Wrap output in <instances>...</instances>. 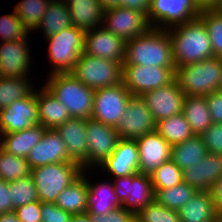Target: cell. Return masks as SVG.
Returning a JSON list of instances; mask_svg holds the SVG:
<instances>
[{"label": "cell", "instance_id": "obj_3", "mask_svg": "<svg viewBox=\"0 0 222 222\" xmlns=\"http://www.w3.org/2000/svg\"><path fill=\"white\" fill-rule=\"evenodd\" d=\"M43 85L66 106L70 117L91 118L94 90L85 86L72 73H49Z\"/></svg>", "mask_w": 222, "mask_h": 222}, {"label": "cell", "instance_id": "obj_9", "mask_svg": "<svg viewBox=\"0 0 222 222\" xmlns=\"http://www.w3.org/2000/svg\"><path fill=\"white\" fill-rule=\"evenodd\" d=\"M176 67L122 65V82L133 96L164 87L175 79Z\"/></svg>", "mask_w": 222, "mask_h": 222}, {"label": "cell", "instance_id": "obj_39", "mask_svg": "<svg viewBox=\"0 0 222 222\" xmlns=\"http://www.w3.org/2000/svg\"><path fill=\"white\" fill-rule=\"evenodd\" d=\"M199 18L207 29L214 57L222 58V14L214 9H203Z\"/></svg>", "mask_w": 222, "mask_h": 222}, {"label": "cell", "instance_id": "obj_28", "mask_svg": "<svg viewBox=\"0 0 222 222\" xmlns=\"http://www.w3.org/2000/svg\"><path fill=\"white\" fill-rule=\"evenodd\" d=\"M86 174L83 170L82 174L58 195L55 204L65 212L72 215L87 212L88 186Z\"/></svg>", "mask_w": 222, "mask_h": 222}, {"label": "cell", "instance_id": "obj_21", "mask_svg": "<svg viewBox=\"0 0 222 222\" xmlns=\"http://www.w3.org/2000/svg\"><path fill=\"white\" fill-rule=\"evenodd\" d=\"M112 179L139 172V152L135 139H119L116 149L99 167Z\"/></svg>", "mask_w": 222, "mask_h": 222}, {"label": "cell", "instance_id": "obj_10", "mask_svg": "<svg viewBox=\"0 0 222 222\" xmlns=\"http://www.w3.org/2000/svg\"><path fill=\"white\" fill-rule=\"evenodd\" d=\"M132 94L124 83L94 90L91 119L116 128Z\"/></svg>", "mask_w": 222, "mask_h": 222}, {"label": "cell", "instance_id": "obj_26", "mask_svg": "<svg viewBox=\"0 0 222 222\" xmlns=\"http://www.w3.org/2000/svg\"><path fill=\"white\" fill-rule=\"evenodd\" d=\"M88 197H87V214L99 215L107 214L116 208L122 207L118 196L115 193L113 182H105L94 184L88 180Z\"/></svg>", "mask_w": 222, "mask_h": 222}, {"label": "cell", "instance_id": "obj_30", "mask_svg": "<svg viewBox=\"0 0 222 222\" xmlns=\"http://www.w3.org/2000/svg\"><path fill=\"white\" fill-rule=\"evenodd\" d=\"M182 112L194 135H201L213 124L205 96L185 95Z\"/></svg>", "mask_w": 222, "mask_h": 222}, {"label": "cell", "instance_id": "obj_53", "mask_svg": "<svg viewBox=\"0 0 222 222\" xmlns=\"http://www.w3.org/2000/svg\"><path fill=\"white\" fill-rule=\"evenodd\" d=\"M70 222H93L90 215L87 213L72 215Z\"/></svg>", "mask_w": 222, "mask_h": 222}, {"label": "cell", "instance_id": "obj_18", "mask_svg": "<svg viewBox=\"0 0 222 222\" xmlns=\"http://www.w3.org/2000/svg\"><path fill=\"white\" fill-rule=\"evenodd\" d=\"M139 152V173L151 174L171 159L172 146L156 131L136 138Z\"/></svg>", "mask_w": 222, "mask_h": 222}, {"label": "cell", "instance_id": "obj_37", "mask_svg": "<svg viewBox=\"0 0 222 222\" xmlns=\"http://www.w3.org/2000/svg\"><path fill=\"white\" fill-rule=\"evenodd\" d=\"M30 174L31 168L25 158L14 156L0 147V179L11 182Z\"/></svg>", "mask_w": 222, "mask_h": 222}, {"label": "cell", "instance_id": "obj_4", "mask_svg": "<svg viewBox=\"0 0 222 222\" xmlns=\"http://www.w3.org/2000/svg\"><path fill=\"white\" fill-rule=\"evenodd\" d=\"M222 58L212 57L178 66L175 79L185 95L206 96L219 90Z\"/></svg>", "mask_w": 222, "mask_h": 222}, {"label": "cell", "instance_id": "obj_32", "mask_svg": "<svg viewBox=\"0 0 222 222\" xmlns=\"http://www.w3.org/2000/svg\"><path fill=\"white\" fill-rule=\"evenodd\" d=\"M70 26H72V21L67 4L64 1L51 0L36 29H43L41 31H43L44 38H47Z\"/></svg>", "mask_w": 222, "mask_h": 222}, {"label": "cell", "instance_id": "obj_14", "mask_svg": "<svg viewBox=\"0 0 222 222\" xmlns=\"http://www.w3.org/2000/svg\"><path fill=\"white\" fill-rule=\"evenodd\" d=\"M39 124L37 89L0 110V134L19 132Z\"/></svg>", "mask_w": 222, "mask_h": 222}, {"label": "cell", "instance_id": "obj_22", "mask_svg": "<svg viewBox=\"0 0 222 222\" xmlns=\"http://www.w3.org/2000/svg\"><path fill=\"white\" fill-rule=\"evenodd\" d=\"M221 176V154L208 153L201 161L183 170V182L197 191H210Z\"/></svg>", "mask_w": 222, "mask_h": 222}, {"label": "cell", "instance_id": "obj_40", "mask_svg": "<svg viewBox=\"0 0 222 222\" xmlns=\"http://www.w3.org/2000/svg\"><path fill=\"white\" fill-rule=\"evenodd\" d=\"M150 178L153 189H166L183 182V171L170 159L159 166Z\"/></svg>", "mask_w": 222, "mask_h": 222}, {"label": "cell", "instance_id": "obj_38", "mask_svg": "<svg viewBox=\"0 0 222 222\" xmlns=\"http://www.w3.org/2000/svg\"><path fill=\"white\" fill-rule=\"evenodd\" d=\"M13 211L30 202L38 201L39 195L32 175L10 182Z\"/></svg>", "mask_w": 222, "mask_h": 222}, {"label": "cell", "instance_id": "obj_8", "mask_svg": "<svg viewBox=\"0 0 222 222\" xmlns=\"http://www.w3.org/2000/svg\"><path fill=\"white\" fill-rule=\"evenodd\" d=\"M195 0H151L147 14L151 27L167 30L200 17Z\"/></svg>", "mask_w": 222, "mask_h": 222}, {"label": "cell", "instance_id": "obj_45", "mask_svg": "<svg viewBox=\"0 0 222 222\" xmlns=\"http://www.w3.org/2000/svg\"><path fill=\"white\" fill-rule=\"evenodd\" d=\"M93 222H135V213L123 207L114 209L107 214L90 215Z\"/></svg>", "mask_w": 222, "mask_h": 222}, {"label": "cell", "instance_id": "obj_42", "mask_svg": "<svg viewBox=\"0 0 222 222\" xmlns=\"http://www.w3.org/2000/svg\"><path fill=\"white\" fill-rule=\"evenodd\" d=\"M29 30L24 26L15 11L0 17V42H10L28 37Z\"/></svg>", "mask_w": 222, "mask_h": 222}, {"label": "cell", "instance_id": "obj_11", "mask_svg": "<svg viewBox=\"0 0 222 222\" xmlns=\"http://www.w3.org/2000/svg\"><path fill=\"white\" fill-rule=\"evenodd\" d=\"M111 181L122 207L135 214L155 200V192L149 175L138 172L126 177H116Z\"/></svg>", "mask_w": 222, "mask_h": 222}, {"label": "cell", "instance_id": "obj_1", "mask_svg": "<svg viewBox=\"0 0 222 222\" xmlns=\"http://www.w3.org/2000/svg\"><path fill=\"white\" fill-rule=\"evenodd\" d=\"M167 31L176 68L214 57L207 29L199 17Z\"/></svg>", "mask_w": 222, "mask_h": 222}, {"label": "cell", "instance_id": "obj_25", "mask_svg": "<svg viewBox=\"0 0 222 222\" xmlns=\"http://www.w3.org/2000/svg\"><path fill=\"white\" fill-rule=\"evenodd\" d=\"M39 124L45 129H56L71 117L66 106L42 85L37 89Z\"/></svg>", "mask_w": 222, "mask_h": 222}, {"label": "cell", "instance_id": "obj_17", "mask_svg": "<svg viewBox=\"0 0 222 222\" xmlns=\"http://www.w3.org/2000/svg\"><path fill=\"white\" fill-rule=\"evenodd\" d=\"M28 38L0 42V73L4 78H28L31 69V56ZM29 72V73H28Z\"/></svg>", "mask_w": 222, "mask_h": 222}, {"label": "cell", "instance_id": "obj_52", "mask_svg": "<svg viewBox=\"0 0 222 222\" xmlns=\"http://www.w3.org/2000/svg\"><path fill=\"white\" fill-rule=\"evenodd\" d=\"M196 3L203 9H213L218 0H195Z\"/></svg>", "mask_w": 222, "mask_h": 222}, {"label": "cell", "instance_id": "obj_48", "mask_svg": "<svg viewBox=\"0 0 222 222\" xmlns=\"http://www.w3.org/2000/svg\"><path fill=\"white\" fill-rule=\"evenodd\" d=\"M10 192V182L0 179V214L13 211Z\"/></svg>", "mask_w": 222, "mask_h": 222}, {"label": "cell", "instance_id": "obj_43", "mask_svg": "<svg viewBox=\"0 0 222 222\" xmlns=\"http://www.w3.org/2000/svg\"><path fill=\"white\" fill-rule=\"evenodd\" d=\"M200 136L208 153L222 155V124L213 123Z\"/></svg>", "mask_w": 222, "mask_h": 222}, {"label": "cell", "instance_id": "obj_2", "mask_svg": "<svg viewBox=\"0 0 222 222\" xmlns=\"http://www.w3.org/2000/svg\"><path fill=\"white\" fill-rule=\"evenodd\" d=\"M123 65L176 67L168 31L151 27L146 33L126 41Z\"/></svg>", "mask_w": 222, "mask_h": 222}, {"label": "cell", "instance_id": "obj_49", "mask_svg": "<svg viewBox=\"0 0 222 222\" xmlns=\"http://www.w3.org/2000/svg\"><path fill=\"white\" fill-rule=\"evenodd\" d=\"M151 0H119V6L135 9L148 14Z\"/></svg>", "mask_w": 222, "mask_h": 222}, {"label": "cell", "instance_id": "obj_46", "mask_svg": "<svg viewBox=\"0 0 222 222\" xmlns=\"http://www.w3.org/2000/svg\"><path fill=\"white\" fill-rule=\"evenodd\" d=\"M21 222H37L41 218V201H34L14 210Z\"/></svg>", "mask_w": 222, "mask_h": 222}, {"label": "cell", "instance_id": "obj_36", "mask_svg": "<svg viewBox=\"0 0 222 222\" xmlns=\"http://www.w3.org/2000/svg\"><path fill=\"white\" fill-rule=\"evenodd\" d=\"M50 2L51 0H21L13 10L31 33L40 24Z\"/></svg>", "mask_w": 222, "mask_h": 222}, {"label": "cell", "instance_id": "obj_29", "mask_svg": "<svg viewBox=\"0 0 222 222\" xmlns=\"http://www.w3.org/2000/svg\"><path fill=\"white\" fill-rule=\"evenodd\" d=\"M178 213L181 222H213L216 208L211 192L197 191Z\"/></svg>", "mask_w": 222, "mask_h": 222}, {"label": "cell", "instance_id": "obj_7", "mask_svg": "<svg viewBox=\"0 0 222 222\" xmlns=\"http://www.w3.org/2000/svg\"><path fill=\"white\" fill-rule=\"evenodd\" d=\"M79 81L92 90L122 83V64L82 53L71 72Z\"/></svg>", "mask_w": 222, "mask_h": 222}, {"label": "cell", "instance_id": "obj_19", "mask_svg": "<svg viewBox=\"0 0 222 222\" xmlns=\"http://www.w3.org/2000/svg\"><path fill=\"white\" fill-rule=\"evenodd\" d=\"M126 42L103 26L85 32L84 53L117 61L123 65Z\"/></svg>", "mask_w": 222, "mask_h": 222}, {"label": "cell", "instance_id": "obj_41", "mask_svg": "<svg viewBox=\"0 0 222 222\" xmlns=\"http://www.w3.org/2000/svg\"><path fill=\"white\" fill-rule=\"evenodd\" d=\"M136 222H181L178 211L170 210L156 200L135 214Z\"/></svg>", "mask_w": 222, "mask_h": 222}, {"label": "cell", "instance_id": "obj_20", "mask_svg": "<svg viewBox=\"0 0 222 222\" xmlns=\"http://www.w3.org/2000/svg\"><path fill=\"white\" fill-rule=\"evenodd\" d=\"M27 163L31 169L54 163L74 162L56 129H46L40 141L30 150Z\"/></svg>", "mask_w": 222, "mask_h": 222}, {"label": "cell", "instance_id": "obj_35", "mask_svg": "<svg viewBox=\"0 0 222 222\" xmlns=\"http://www.w3.org/2000/svg\"><path fill=\"white\" fill-rule=\"evenodd\" d=\"M29 78H0V110L29 95L35 88Z\"/></svg>", "mask_w": 222, "mask_h": 222}, {"label": "cell", "instance_id": "obj_15", "mask_svg": "<svg viewBox=\"0 0 222 222\" xmlns=\"http://www.w3.org/2000/svg\"><path fill=\"white\" fill-rule=\"evenodd\" d=\"M155 121L141 96H131L116 126L119 138L136 139L155 130Z\"/></svg>", "mask_w": 222, "mask_h": 222}, {"label": "cell", "instance_id": "obj_13", "mask_svg": "<svg viewBox=\"0 0 222 222\" xmlns=\"http://www.w3.org/2000/svg\"><path fill=\"white\" fill-rule=\"evenodd\" d=\"M86 134L87 170L85 169V171L88 172L90 168L94 169L93 165L98 169L111 156L120 138L114 127L91 118L86 119Z\"/></svg>", "mask_w": 222, "mask_h": 222}, {"label": "cell", "instance_id": "obj_44", "mask_svg": "<svg viewBox=\"0 0 222 222\" xmlns=\"http://www.w3.org/2000/svg\"><path fill=\"white\" fill-rule=\"evenodd\" d=\"M72 214L65 212L55 203L41 202V218L43 222H70Z\"/></svg>", "mask_w": 222, "mask_h": 222}, {"label": "cell", "instance_id": "obj_51", "mask_svg": "<svg viewBox=\"0 0 222 222\" xmlns=\"http://www.w3.org/2000/svg\"><path fill=\"white\" fill-rule=\"evenodd\" d=\"M0 222H21L14 211L0 214Z\"/></svg>", "mask_w": 222, "mask_h": 222}, {"label": "cell", "instance_id": "obj_6", "mask_svg": "<svg viewBox=\"0 0 222 222\" xmlns=\"http://www.w3.org/2000/svg\"><path fill=\"white\" fill-rule=\"evenodd\" d=\"M83 172L77 162L54 163L31 169L39 200L55 203L58 195Z\"/></svg>", "mask_w": 222, "mask_h": 222}, {"label": "cell", "instance_id": "obj_47", "mask_svg": "<svg viewBox=\"0 0 222 222\" xmlns=\"http://www.w3.org/2000/svg\"><path fill=\"white\" fill-rule=\"evenodd\" d=\"M213 123L222 124V90L205 96Z\"/></svg>", "mask_w": 222, "mask_h": 222}, {"label": "cell", "instance_id": "obj_12", "mask_svg": "<svg viewBox=\"0 0 222 222\" xmlns=\"http://www.w3.org/2000/svg\"><path fill=\"white\" fill-rule=\"evenodd\" d=\"M102 26L125 42L151 28L147 14L122 6L104 10Z\"/></svg>", "mask_w": 222, "mask_h": 222}, {"label": "cell", "instance_id": "obj_56", "mask_svg": "<svg viewBox=\"0 0 222 222\" xmlns=\"http://www.w3.org/2000/svg\"><path fill=\"white\" fill-rule=\"evenodd\" d=\"M216 12L222 14V0H218L217 4L213 8Z\"/></svg>", "mask_w": 222, "mask_h": 222}, {"label": "cell", "instance_id": "obj_5", "mask_svg": "<svg viewBox=\"0 0 222 222\" xmlns=\"http://www.w3.org/2000/svg\"><path fill=\"white\" fill-rule=\"evenodd\" d=\"M48 42V61L51 74L71 73L85 49V32L75 26L45 38Z\"/></svg>", "mask_w": 222, "mask_h": 222}, {"label": "cell", "instance_id": "obj_31", "mask_svg": "<svg viewBox=\"0 0 222 222\" xmlns=\"http://www.w3.org/2000/svg\"><path fill=\"white\" fill-rule=\"evenodd\" d=\"M207 154L208 150L200 135H194L171 148V159L182 171L201 161Z\"/></svg>", "mask_w": 222, "mask_h": 222}, {"label": "cell", "instance_id": "obj_23", "mask_svg": "<svg viewBox=\"0 0 222 222\" xmlns=\"http://www.w3.org/2000/svg\"><path fill=\"white\" fill-rule=\"evenodd\" d=\"M56 131L65 143L68 156L87 169V134L86 119L71 117L65 123L59 125Z\"/></svg>", "mask_w": 222, "mask_h": 222}, {"label": "cell", "instance_id": "obj_57", "mask_svg": "<svg viewBox=\"0 0 222 222\" xmlns=\"http://www.w3.org/2000/svg\"><path fill=\"white\" fill-rule=\"evenodd\" d=\"M219 90H222V64H221V74H220Z\"/></svg>", "mask_w": 222, "mask_h": 222}, {"label": "cell", "instance_id": "obj_50", "mask_svg": "<svg viewBox=\"0 0 222 222\" xmlns=\"http://www.w3.org/2000/svg\"><path fill=\"white\" fill-rule=\"evenodd\" d=\"M216 210L222 211V176L210 190Z\"/></svg>", "mask_w": 222, "mask_h": 222}, {"label": "cell", "instance_id": "obj_54", "mask_svg": "<svg viewBox=\"0 0 222 222\" xmlns=\"http://www.w3.org/2000/svg\"><path fill=\"white\" fill-rule=\"evenodd\" d=\"M100 3L104 10L119 6V0H100Z\"/></svg>", "mask_w": 222, "mask_h": 222}, {"label": "cell", "instance_id": "obj_16", "mask_svg": "<svg viewBox=\"0 0 222 222\" xmlns=\"http://www.w3.org/2000/svg\"><path fill=\"white\" fill-rule=\"evenodd\" d=\"M141 97L157 123L182 112L185 94L174 79L164 87L145 92Z\"/></svg>", "mask_w": 222, "mask_h": 222}, {"label": "cell", "instance_id": "obj_34", "mask_svg": "<svg viewBox=\"0 0 222 222\" xmlns=\"http://www.w3.org/2000/svg\"><path fill=\"white\" fill-rule=\"evenodd\" d=\"M155 200L162 206L179 211L196 193L197 190L185 182L166 189H154Z\"/></svg>", "mask_w": 222, "mask_h": 222}, {"label": "cell", "instance_id": "obj_55", "mask_svg": "<svg viewBox=\"0 0 222 222\" xmlns=\"http://www.w3.org/2000/svg\"><path fill=\"white\" fill-rule=\"evenodd\" d=\"M213 222H222V211L216 210Z\"/></svg>", "mask_w": 222, "mask_h": 222}, {"label": "cell", "instance_id": "obj_24", "mask_svg": "<svg viewBox=\"0 0 222 222\" xmlns=\"http://www.w3.org/2000/svg\"><path fill=\"white\" fill-rule=\"evenodd\" d=\"M72 25L86 32L102 26L104 9L100 0H67Z\"/></svg>", "mask_w": 222, "mask_h": 222}, {"label": "cell", "instance_id": "obj_27", "mask_svg": "<svg viewBox=\"0 0 222 222\" xmlns=\"http://www.w3.org/2000/svg\"><path fill=\"white\" fill-rule=\"evenodd\" d=\"M46 129L36 124L28 129L0 134V147L6 152L22 158H27L30 150L40 141Z\"/></svg>", "mask_w": 222, "mask_h": 222}, {"label": "cell", "instance_id": "obj_33", "mask_svg": "<svg viewBox=\"0 0 222 222\" xmlns=\"http://www.w3.org/2000/svg\"><path fill=\"white\" fill-rule=\"evenodd\" d=\"M155 130L171 145L178 144L194 136L183 112L165 118L155 125Z\"/></svg>", "mask_w": 222, "mask_h": 222}]
</instances>
